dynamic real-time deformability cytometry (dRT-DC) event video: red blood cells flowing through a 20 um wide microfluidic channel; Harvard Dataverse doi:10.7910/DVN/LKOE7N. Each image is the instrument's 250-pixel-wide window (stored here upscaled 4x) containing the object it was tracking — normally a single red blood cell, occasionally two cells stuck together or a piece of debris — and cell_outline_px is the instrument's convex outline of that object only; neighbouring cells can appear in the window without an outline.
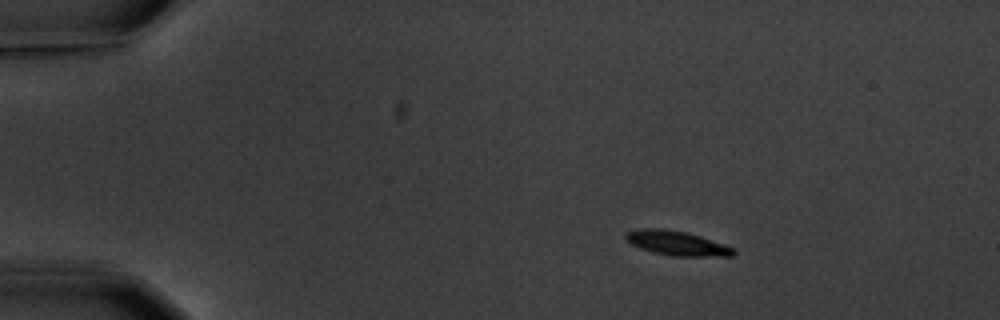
{"species": "common noctule bat (a hibernating species)", "species_latin": "Nyctalus noctula", "temperature_condition": "warm", "stored_images_in_passage": 4, "camera_frame_rate_fps": 3000, "um_per_image_px": 0.085, "animal": {"sex": "male", "body_mass_g": 20.1, "forearm_length_mm": 53.5}, "frame": {"image": 1, "passage_image": 2, "time_ms": 1.333, "image_size_px": [1000, 320], "cell_outline_px": [[736, 252], [732, 256], [672, 256], [652, 252], [640, 248], [632, 244], [624, 236], [628, 232], [636, 228], [664, 228], [688, 232], [700, 236], [732, 248]], "centroid_in_image_um": [57.49, 20.66], "position_along_channel_um": 27.5, "area_um2": 15.26}}
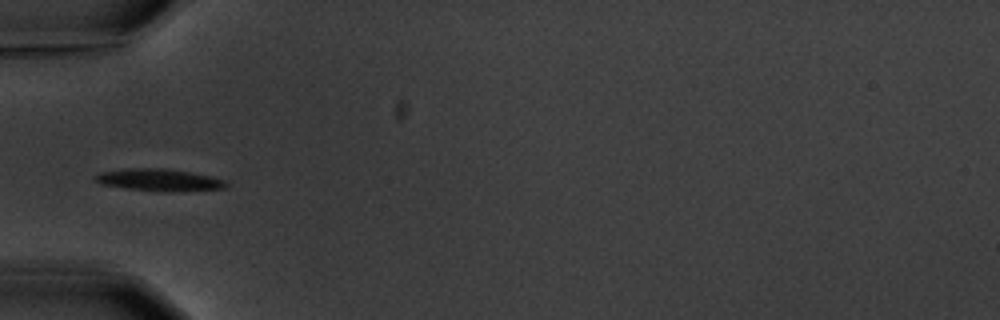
{"frame": {"image": 2, "passage_image": 4, "time_ms": 4.667, "image_size_px": [1000, 320], "cell_outline_px": [[228, 188], [172, 192], [164, 192], [124, 188], [100, 184], [92, 176], [100, 172], [124, 168], [164, 168], [192, 172], [224, 180], [228, 184]], "centroid_in_image_um": [13.5, 15.3], "position_along_channel_um": 71.5, "area_um2": 17.11}}